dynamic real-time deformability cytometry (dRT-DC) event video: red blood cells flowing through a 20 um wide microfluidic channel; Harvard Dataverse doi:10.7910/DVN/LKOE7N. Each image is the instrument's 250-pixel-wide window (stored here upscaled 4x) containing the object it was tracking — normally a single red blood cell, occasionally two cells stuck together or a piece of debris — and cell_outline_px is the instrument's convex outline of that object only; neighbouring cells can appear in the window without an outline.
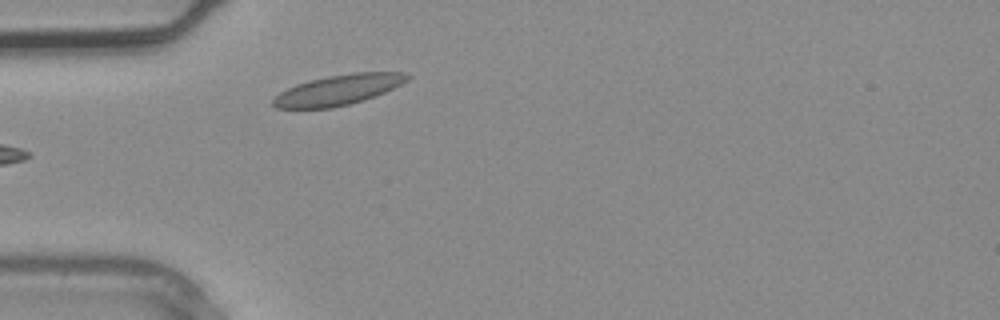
{"species": "common noctule bat (a hibernating species)", "species_latin": "Nyctalus noctula", "temperature_condition": "warm", "stored_images_in_passage": 1, "camera_frame_rate_fps": 3000, "um_per_image_px": 0.085, "animal": {"sex": "male", "body_mass_g": 20.4}, "frame": {"image": 1, "passage_image": 1, "time_ms": 0.0, "image_size_px": [1000, 320], "cell_outline_px": [[412, 76], [408, 80], [384, 92], [364, 100], [332, 108], [276, 108], [272, 104], [272, 100], [280, 92], [296, 84], [328, 76], [352, 72], [404, 72]], "centroid_in_image_um": [28.76, 7.63], "position_along_channel_um": 56.2, "area_um2": 23.47}}